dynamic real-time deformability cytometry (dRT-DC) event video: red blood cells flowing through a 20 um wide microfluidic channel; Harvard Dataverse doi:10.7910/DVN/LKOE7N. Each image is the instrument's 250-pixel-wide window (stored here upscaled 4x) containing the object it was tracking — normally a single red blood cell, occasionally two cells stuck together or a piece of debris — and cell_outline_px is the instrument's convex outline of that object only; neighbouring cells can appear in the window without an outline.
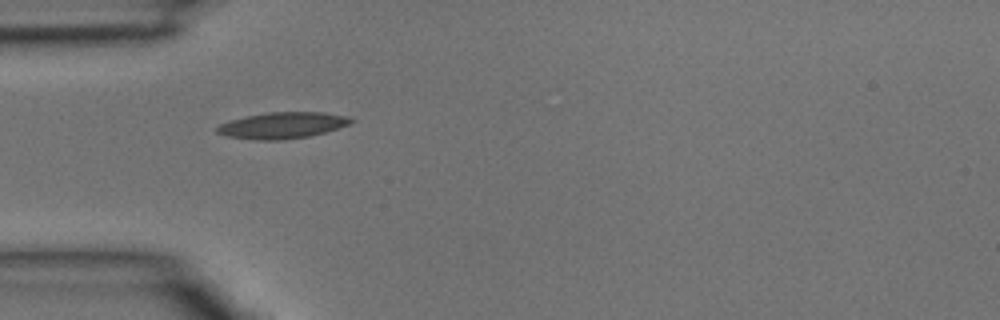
{"species": "common noctule bat (a hibernating species)", "species_latin": "Nyctalus noctula", "temperature_condition": "room temperature", "stored_images_in_passage": 2, "camera_frame_rate_fps": 3000, "um_per_image_px": 0.085, "animal": {"sex": "male", "body_mass_g": 15.6}, "frame": {"image": 1, "passage_image": 1, "time_ms": 0.0, "image_size_px": [1000, 320], "cell_outline_px": [[356, 120], [352, 124], [324, 132], [308, 136], [280, 140], [256, 140], [228, 136], [216, 132], [216, 128], [220, 124], [228, 120], [268, 112], [324, 112], [352, 116]], "centroid_in_image_um": [24.07, 10.64], "position_along_channel_um": 60.9, "area_um2": 20.63}}